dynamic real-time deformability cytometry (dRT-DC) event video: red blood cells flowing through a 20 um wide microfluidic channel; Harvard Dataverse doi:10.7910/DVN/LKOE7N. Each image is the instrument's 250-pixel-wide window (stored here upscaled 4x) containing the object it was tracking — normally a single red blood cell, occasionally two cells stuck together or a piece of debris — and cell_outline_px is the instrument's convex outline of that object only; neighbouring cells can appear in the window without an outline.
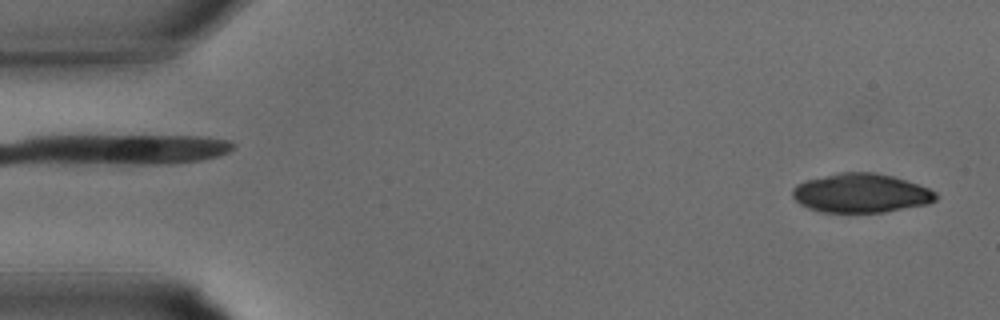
{"species": "common noctule bat (a hibernating species)", "species_latin": "Nyctalus noctula", "temperature_condition": "warm", "stored_images_in_passage": 11, "camera_frame_rate_fps": 3000, "um_per_image_px": 0.085, "animal": {"sex": "male", "body_mass_g": 15.6}, "frame": {"image": 1, "passage_image": 1, "time_ms": 0.0, "image_size_px": [1000, 320], "cell_outline_px": [[936, 200], [928, 204], [884, 212], [820, 212], [808, 208], [800, 204], [792, 196], [792, 188], [796, 184], [808, 180], [840, 172], [876, 172], [892, 176], [928, 188], [936, 192]], "centroid_in_image_um": [73.16, 16.42], "position_along_channel_um": 11.8, "area_um2": 32.48}}